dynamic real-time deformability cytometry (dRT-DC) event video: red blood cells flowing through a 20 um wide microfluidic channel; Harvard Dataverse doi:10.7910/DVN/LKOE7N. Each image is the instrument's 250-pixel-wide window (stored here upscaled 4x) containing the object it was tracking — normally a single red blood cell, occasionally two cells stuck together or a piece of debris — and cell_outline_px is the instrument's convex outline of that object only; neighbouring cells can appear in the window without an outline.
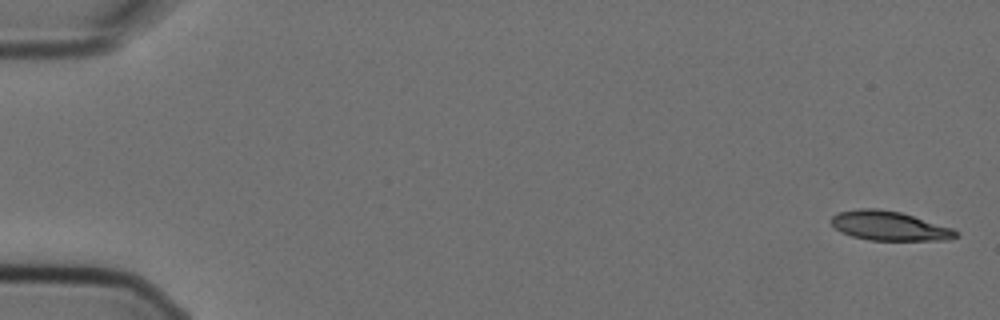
{"species": "Egyptian fruit bat (a non-hibernating species)", "species_latin": "Rousettus aegyptiacus", "temperature_condition": "cold", "stored_images_in_passage": 8, "camera_frame_rate_fps": 3000, "um_per_image_px": 0.085, "animal": {"sex": "female"}, "frame": {"image": 1, "passage_image": 1, "time_ms": 0.0, "image_size_px": [1000, 320], "cell_outline_px": [[960, 236], [948, 240], [868, 240], [852, 236], [840, 232], [828, 220], [832, 216], [840, 212], [860, 208], [876, 208], [900, 212], [952, 228], [960, 232]], "centroid_in_image_um": [75.59, 19.2], "position_along_channel_um": 9.4, "area_um2": 21.33}}
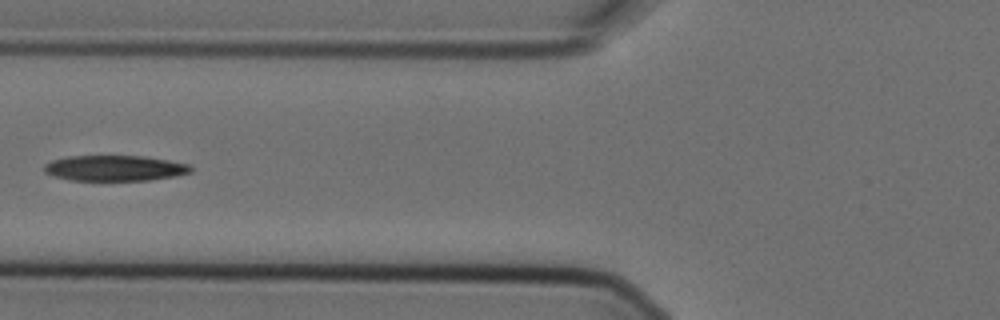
{"frame": {"image": 2, "passage_image": 7, "time_ms": 2.0, "image_size_px": [1000, 320], "cell_outline_px": [[192, 172], [176, 176], [148, 180], [68, 180], [44, 172], [44, 164], [52, 160], [64, 156], [144, 156], [168, 160], [188, 164], [192, 168]], "centroid_in_image_um": [9.74, 14.29], "position_along_channel_um": 116.1, "area_um2": 21.85}}
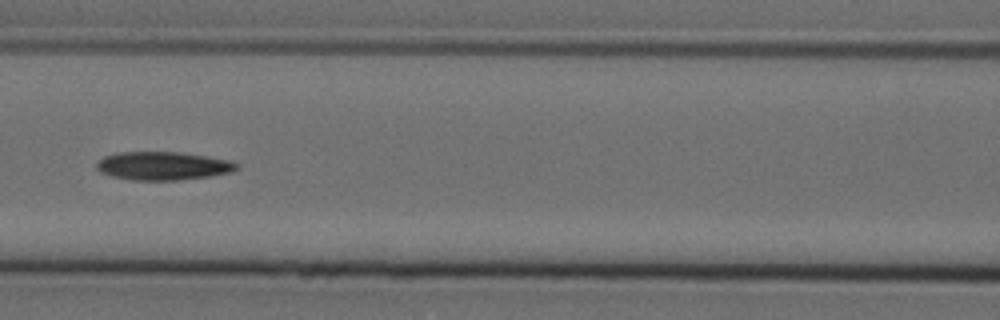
{"frame": {"image": 3, "passage_image": 8, "time_ms": 2.333, "image_size_px": [1000, 320], "cell_outline_px": [[240, 168], [232, 172], [208, 176], [176, 180], [132, 180], [112, 176], [100, 172], [96, 168], [96, 164], [104, 156], [120, 152], [180, 152], [232, 160], [240, 164]], "centroid_in_image_um": [13.89, 14.09], "position_along_channel_um": 152.7, "area_um2": 23.18}}